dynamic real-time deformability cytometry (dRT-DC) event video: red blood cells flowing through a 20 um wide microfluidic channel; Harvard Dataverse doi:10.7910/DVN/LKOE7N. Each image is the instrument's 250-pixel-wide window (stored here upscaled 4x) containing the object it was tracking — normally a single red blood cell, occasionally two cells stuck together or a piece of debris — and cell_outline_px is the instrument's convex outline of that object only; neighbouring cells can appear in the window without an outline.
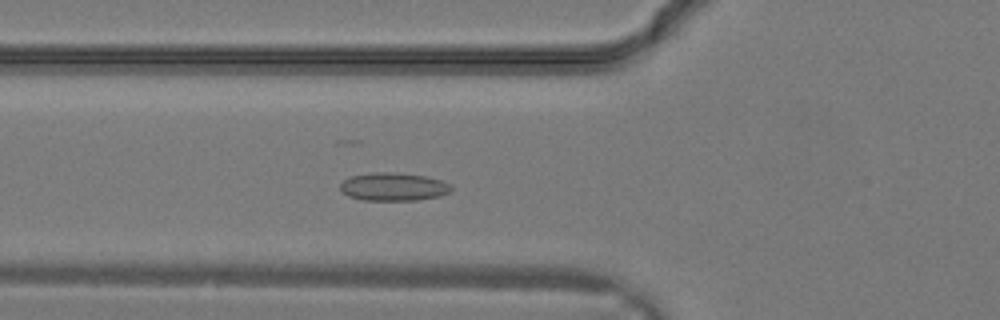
{"species": "common noctule bat (a hibernating species)", "species_latin": "Nyctalus noctula", "temperature_condition": "warm", "stored_images_in_passage": 16, "camera_frame_rate_fps": 3000, "um_per_image_px": 0.085, "animal": {"sex": "male", "body_mass_g": 19.2, "forearm_length_mm": 51.8}, "frame": {"image": 1, "passage_image": 8, "time_ms": 2.333, "image_size_px": [1000, 320], "cell_outline_px": [[452, 188], [448, 192], [440, 196], [416, 200], [364, 200], [348, 196], [340, 188], [340, 184], [348, 176], [376, 172], [388, 172], [424, 176], [440, 180], [448, 184]], "centroid_in_image_um": [33.4, 15.87], "position_along_channel_um": 92.4, "area_um2": 17.92}}
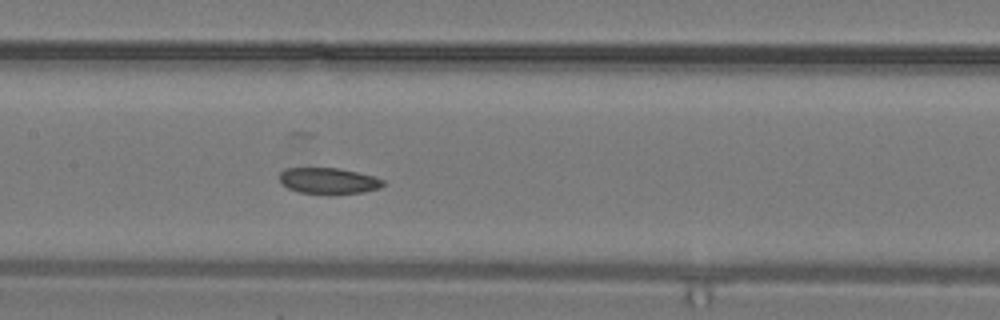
{"frame": {"image": 2, "passage_image": 12, "time_ms": 3.667, "image_size_px": [1000, 320], "cell_outline_px": [[384, 184], [380, 188], [364, 192], [332, 196], [328, 196], [300, 192], [288, 188], [280, 180], [280, 172], [284, 168], [340, 168], [372, 176], [384, 180]], "centroid_in_image_um": [27.93, 15.4], "position_along_channel_um": 179.5, "area_um2": 16.13}}
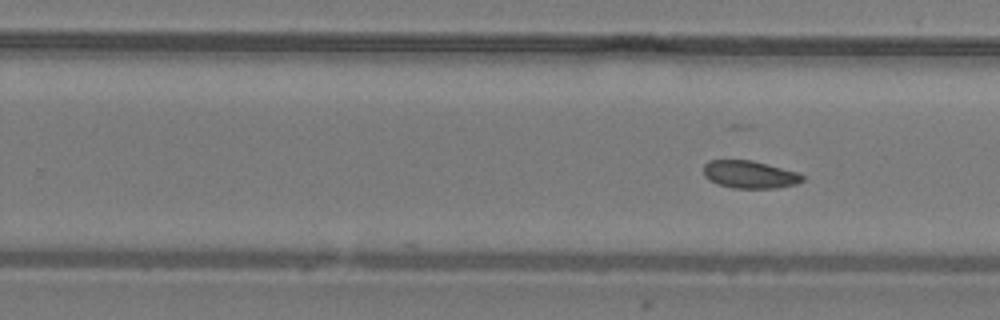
{"frame": {"image": 3, "passage_image": 16, "time_ms": 5.0, "image_size_px": [1000, 320], "cell_outline_px": [[804, 180], [796, 184], [776, 188], [732, 188], [716, 184], [708, 180], [704, 176], [704, 164], [708, 160], [752, 160], [800, 172], [804, 176]], "centroid_in_image_um": [63.73, 14.83], "position_along_channel_um": 266.1, "area_um2": 16.18}}